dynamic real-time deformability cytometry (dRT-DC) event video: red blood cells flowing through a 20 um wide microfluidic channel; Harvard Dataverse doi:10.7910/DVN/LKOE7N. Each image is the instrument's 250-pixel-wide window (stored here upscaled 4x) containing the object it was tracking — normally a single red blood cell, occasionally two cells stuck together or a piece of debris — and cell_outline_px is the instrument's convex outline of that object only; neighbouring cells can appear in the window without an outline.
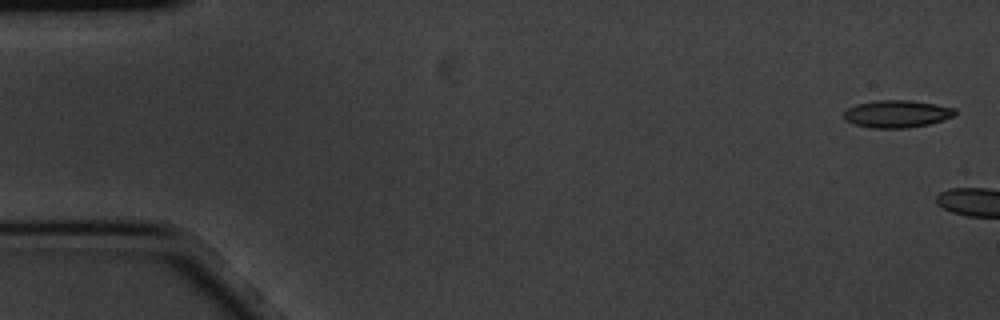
{"species": "common noctule bat (a hibernating species)", "species_latin": "Nyctalus noctula", "temperature_condition": "cold", "stored_images_in_passage": 2, "camera_frame_rate_fps": 3000, "um_per_image_px": 0.085, "animal": {"sex": "male", "body_mass_g": 20.1, "forearm_length_mm": 53.5}, "frame": {"image": 1, "passage_image": 1, "time_ms": 0.0, "image_size_px": [1000, 320], "cell_outline_px": [[956, 112], [952, 116], [928, 124], [908, 128], [872, 128], [852, 124], [844, 120], [844, 112], [848, 108], [856, 104], [876, 100], [912, 100], [936, 104], [956, 108]], "centroid_in_image_um": [76.2, 9.67], "position_along_channel_um": 8.8, "area_um2": 17.8}}